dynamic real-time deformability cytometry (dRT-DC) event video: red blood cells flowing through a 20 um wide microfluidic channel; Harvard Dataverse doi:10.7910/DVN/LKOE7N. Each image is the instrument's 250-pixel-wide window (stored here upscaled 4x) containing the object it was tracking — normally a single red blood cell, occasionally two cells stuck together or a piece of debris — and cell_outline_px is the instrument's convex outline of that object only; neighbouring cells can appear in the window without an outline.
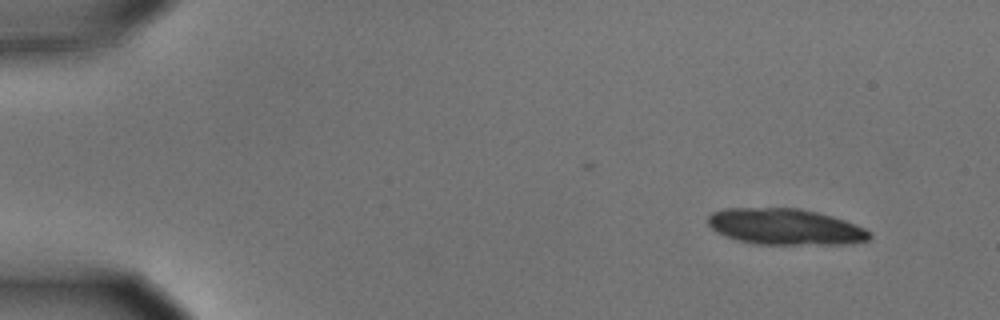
{"species": "common noctule bat (a hibernating species)", "species_latin": "Nyctalus noctula", "temperature_condition": "cold", "stored_images_in_passage": 2, "camera_frame_rate_fps": 3000, "um_per_image_px": 0.085, "animal": {"sex": "male", "body_mass_g": 15.6}, "frame": {"image": 1, "passage_image": 2, "time_ms": 0.333, "image_size_px": [1000, 320], "cell_outline_px": [[872, 236], [868, 240], [852, 244], [756, 244], [740, 240], [716, 232], [708, 224], [708, 216], [712, 212], [724, 208], [800, 208], [832, 216], [844, 220], [864, 228]], "centroid_in_image_um": [66.74, 19.27], "position_along_channel_um": 18.3, "area_um2": 33.87}}